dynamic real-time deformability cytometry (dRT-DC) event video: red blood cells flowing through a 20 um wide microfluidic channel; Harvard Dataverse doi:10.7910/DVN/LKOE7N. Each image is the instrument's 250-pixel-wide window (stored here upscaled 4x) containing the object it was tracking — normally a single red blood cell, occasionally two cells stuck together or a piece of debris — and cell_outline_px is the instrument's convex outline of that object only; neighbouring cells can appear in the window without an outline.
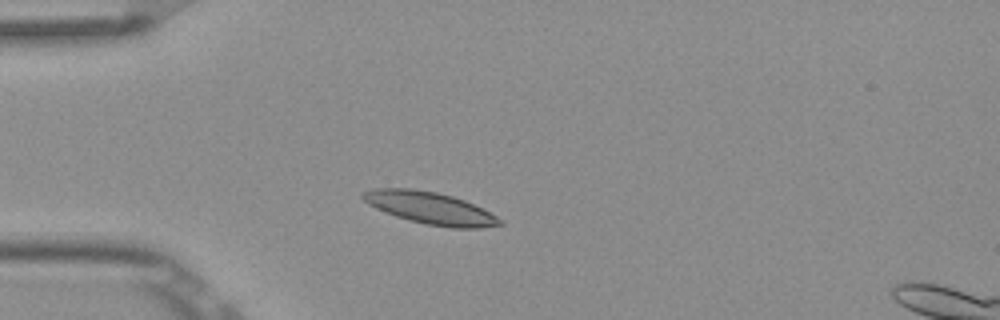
{"species": "Egyptian fruit bat (a non-hibernating species)", "species_latin": "Rousettus aegyptiacus", "temperature_condition": "room temperature", "stored_images_in_passage": 3, "camera_frame_rate_fps": 3000, "um_per_image_px": 0.085, "frame": {"image": 1, "passage_image": 3, "time_ms": 0.667, "image_size_px": [1000, 320], "cell_outline_px": [[504, 224], [480, 228], [452, 228], [424, 224], [408, 220], [396, 216], [376, 208], [368, 204], [360, 196], [360, 192], [372, 188], [412, 188], [436, 192], [452, 196], [464, 200], [496, 216]], "centroid_in_image_um": [36.5, 17.67], "position_along_channel_um": 48.5, "area_um2": 25.55}}